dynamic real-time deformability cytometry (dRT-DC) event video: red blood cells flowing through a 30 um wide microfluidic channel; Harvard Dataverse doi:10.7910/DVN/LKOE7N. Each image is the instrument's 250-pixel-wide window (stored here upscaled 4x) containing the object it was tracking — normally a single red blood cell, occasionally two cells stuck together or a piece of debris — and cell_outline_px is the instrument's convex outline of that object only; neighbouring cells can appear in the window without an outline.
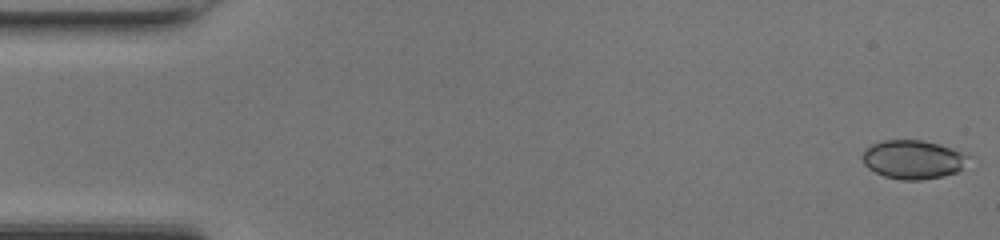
{"species": "common noctule bat (a hibernating species)", "species_latin": "Nyctalus noctula", "temperature_condition": "room temperature", "stored_images_in_passage": 42, "camera_frame_rate_fps": 3000, "um_per_image_px": 0.085, "animal": {"sex": "female", "body_mass_g": 17.0, "forearm_length_mm": 48.0}, "frame": {"image": 1, "passage_image": 1, "time_ms": 0.0, "image_size_px": [1000, 240], "cell_outline_px": [[968, 156], [960, 168], [956, 172], [944, 176], [920, 180], [904, 180], [884, 176], [868, 168], [864, 164], [860, 156], [872, 144], [884, 140], [920, 140], [936, 144], [960, 152]], "centroid_in_image_um": [77.53, 13.57], "position_along_channel_um": 7.5, "area_um2": 23.35}}
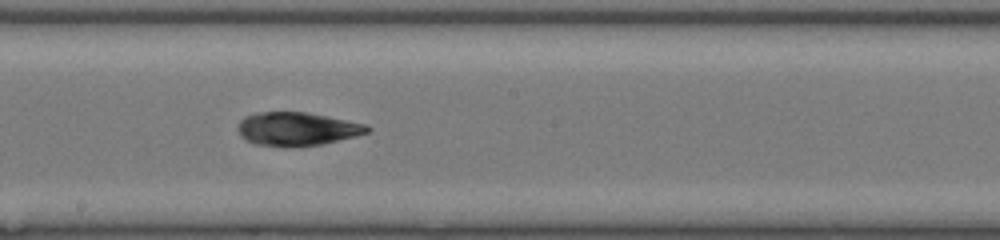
{"frame": {"image": 2, "passage_image": 26, "time_ms": 8.333, "image_size_px": [1000, 240], "cell_outline_px": [[372, 128], [368, 132], [356, 136], [320, 144], [256, 144], [240, 136], [240, 120], [244, 116], [256, 112], [304, 112], [368, 124]], "centroid_in_image_um": [25.29, 10.91], "position_along_channel_um": 222.9, "area_um2": 24.22}}
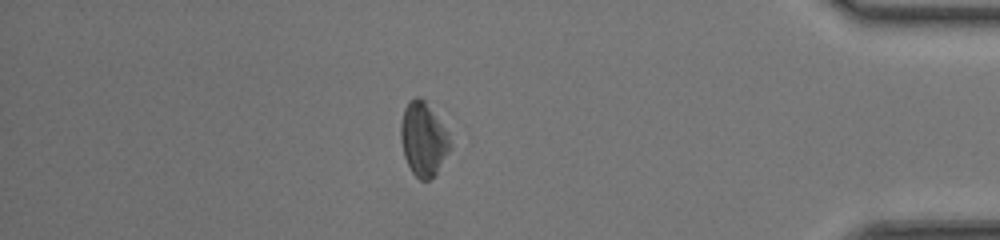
{"frame": {"image": 3, "passage_image": 41, "time_ms": 13.333, "image_size_px": [1000, 240], "cell_outline_px": [[452, 144], [436, 176], [428, 180], [420, 180], [412, 172], [404, 156], [400, 140], [400, 124], [404, 108], [408, 100], [416, 96], [424, 100], [448, 132]], "centroid_in_image_um": [35.97, 11.84], "position_along_channel_um": 399.2, "area_um2": 21.33}}